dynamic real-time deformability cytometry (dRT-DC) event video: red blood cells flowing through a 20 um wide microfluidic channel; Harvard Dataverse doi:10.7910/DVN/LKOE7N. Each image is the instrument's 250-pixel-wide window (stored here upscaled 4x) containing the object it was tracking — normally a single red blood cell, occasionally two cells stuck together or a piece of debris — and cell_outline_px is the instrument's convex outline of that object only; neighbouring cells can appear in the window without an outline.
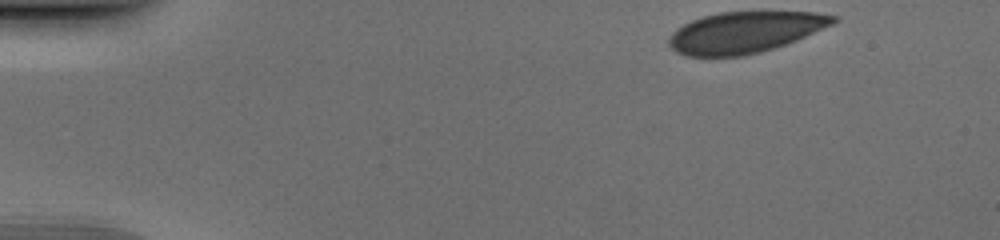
{"species": "human", "species_latin": "Homo sapiens", "temperature_condition": "cold", "stored_images_in_passage": 45, "camera_frame_rate_fps": 3000, "um_per_image_px": 0.085, "donor": {"sex": "male"}, "frame": {"image": 1, "passage_image": 1, "time_ms": 0.0, "image_size_px": [1000, 240], "cell_outline_px": [[836, 20], [832, 24], [796, 40], [760, 52], [740, 56], [688, 56], [676, 52], [668, 44], [668, 40], [672, 32], [676, 28], [692, 20], [704, 16], [720, 12], [816, 12], [836, 16]], "centroid_in_image_um": [63.27, 2.74], "position_along_channel_um": 21.7, "area_um2": 39.02}}
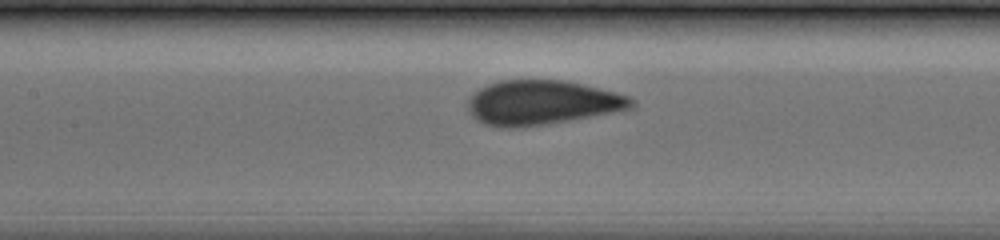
{"frame": {"image": 2, "passage_image": 19, "time_ms": 6.0, "image_size_px": [1000, 240], "cell_outline_px": [[632, 104], [624, 108], [612, 112], [548, 124], [512, 128], [508, 128], [484, 124], [476, 120], [472, 116], [468, 108], [468, 100], [480, 88], [488, 84], [500, 80], [564, 80], [584, 84], [632, 96]], "centroid_in_image_um": [46.02, 8.71], "position_along_channel_um": 161.4, "area_um2": 41.96}}
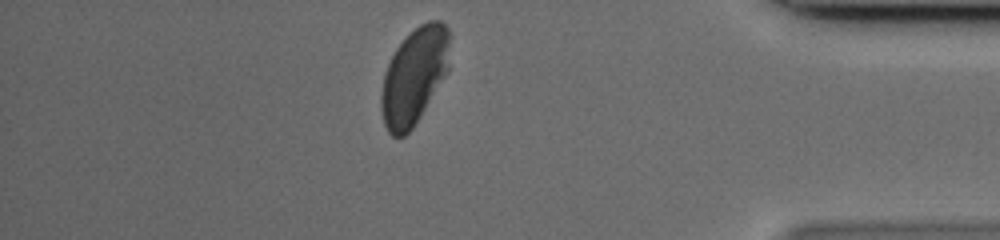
{"frame": {"image": 3, "passage_image": 39, "time_ms": 12.667, "image_size_px": [1000, 240], "cell_outline_px": [[448, 72], [420, 116], [412, 128], [404, 136], [392, 136], [388, 132], [384, 124], [380, 108], [380, 96], [384, 72], [396, 48], [420, 24], [428, 20], [440, 20], [448, 28]], "centroid_in_image_um": [35.18, 6.49], "position_along_channel_um": 400.0, "area_um2": 38.15}}